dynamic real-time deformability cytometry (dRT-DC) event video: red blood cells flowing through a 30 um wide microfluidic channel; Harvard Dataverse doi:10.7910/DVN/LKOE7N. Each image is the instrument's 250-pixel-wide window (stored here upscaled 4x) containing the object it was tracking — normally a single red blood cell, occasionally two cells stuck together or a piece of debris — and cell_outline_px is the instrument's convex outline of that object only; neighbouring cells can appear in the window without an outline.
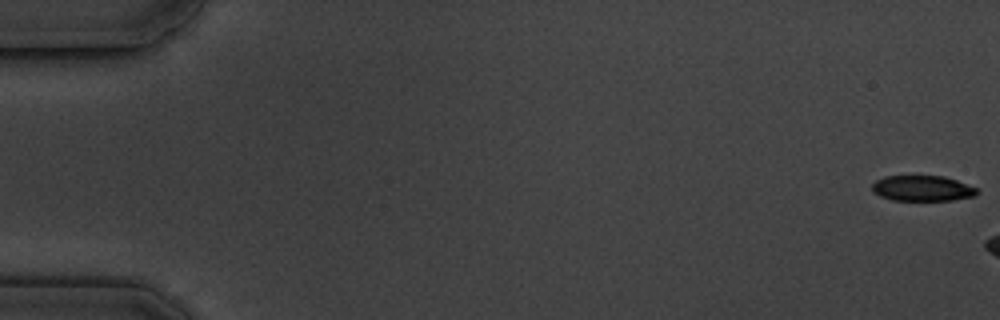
{"species": "common noctule bat (a hibernating species)", "species_latin": "Nyctalus noctula", "temperature_condition": "cold", "stored_images_in_passage": 3, "camera_frame_rate_fps": 3000, "um_per_image_px": 0.085, "animal": {"sex": "male", "body_mass_g": 19.5, "forearm_length_mm": 54.6}, "frame": {"image": 1, "passage_image": 1, "time_ms": 0.0, "image_size_px": [1000, 320], "cell_outline_px": [[980, 192], [976, 196], [952, 200], [892, 200], [880, 196], [872, 192], [872, 184], [876, 180], [884, 176], [944, 176], [980, 188]], "centroid_in_image_um": [78.44, 16.01], "position_along_channel_um": 6.6, "area_um2": 15.84}}